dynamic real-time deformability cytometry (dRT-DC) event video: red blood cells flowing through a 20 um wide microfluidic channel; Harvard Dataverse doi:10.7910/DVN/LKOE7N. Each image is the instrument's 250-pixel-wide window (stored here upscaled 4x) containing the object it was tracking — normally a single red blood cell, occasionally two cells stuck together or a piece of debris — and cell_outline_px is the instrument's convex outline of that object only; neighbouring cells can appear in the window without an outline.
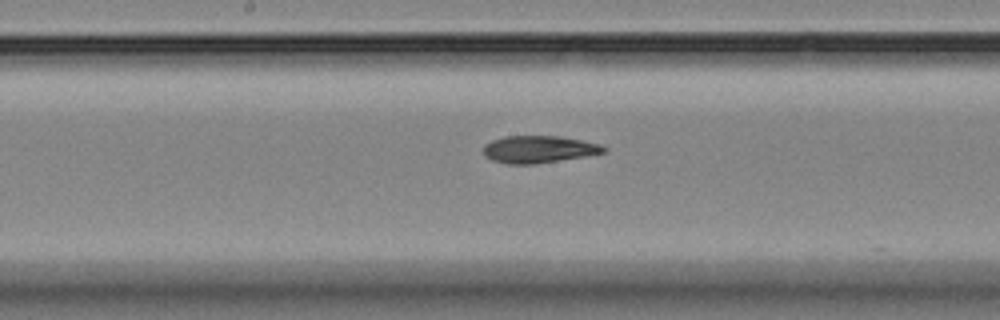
{"species": "Egyptian fruit bat (a non-hibernating species)", "species_latin": "Rousettus aegyptiacus", "temperature_condition": "room temperature", "stored_images_in_passage": 7, "camera_frame_rate_fps": 3000, "um_per_image_px": 0.085, "animal": {"sex": "female"}, "frame": {"image": 1, "passage_image": 7, "time_ms": 7.667, "image_size_px": [1000, 320], "cell_outline_px": [[608, 148], [604, 152], [584, 156], [536, 164], [508, 164], [492, 160], [484, 156], [484, 144], [492, 140], [504, 136], [560, 136], [600, 144]], "centroid_in_image_um": [45.76, 12.69], "position_along_channel_um": 202.4, "area_um2": 19.02}}